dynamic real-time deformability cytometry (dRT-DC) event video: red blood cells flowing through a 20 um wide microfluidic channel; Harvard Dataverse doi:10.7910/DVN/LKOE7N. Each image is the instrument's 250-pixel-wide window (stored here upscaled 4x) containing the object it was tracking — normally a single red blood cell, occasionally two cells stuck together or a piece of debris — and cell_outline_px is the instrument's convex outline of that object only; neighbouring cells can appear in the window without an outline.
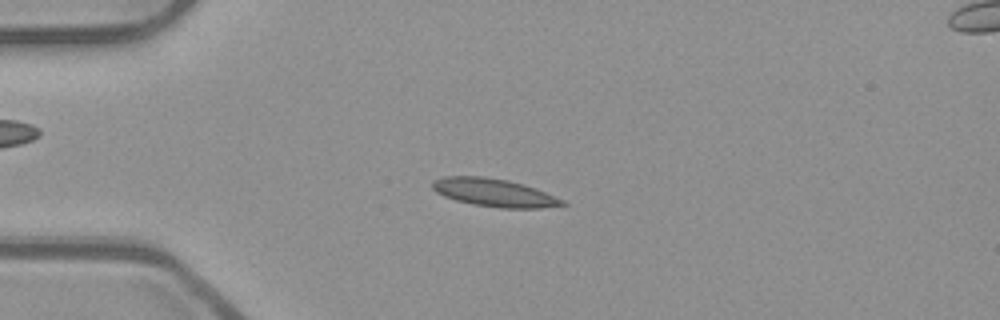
{"species": "common noctule bat (a hibernating species)", "species_latin": "Nyctalus noctula", "temperature_condition": "room temperature", "stored_images_in_passage": 45, "camera_frame_rate_fps": 3000, "um_per_image_px": 0.085, "animal": {"sex": "male", "body_mass_g": 23.1, "forearm_length_mm": 52.7}, "frame": {"image": 1, "passage_image": 13, "time_ms": 4.0, "image_size_px": [1000, 320], "cell_outline_px": [[568, 204], [540, 208], [500, 208], [472, 204], [456, 200], [444, 196], [436, 192], [432, 188], [432, 180], [444, 176], [480, 176], [508, 180], [524, 184], [536, 188], [564, 200]], "centroid_in_image_um": [41.99, 16.37], "position_along_channel_um": 43.0, "area_um2": 21.21}}
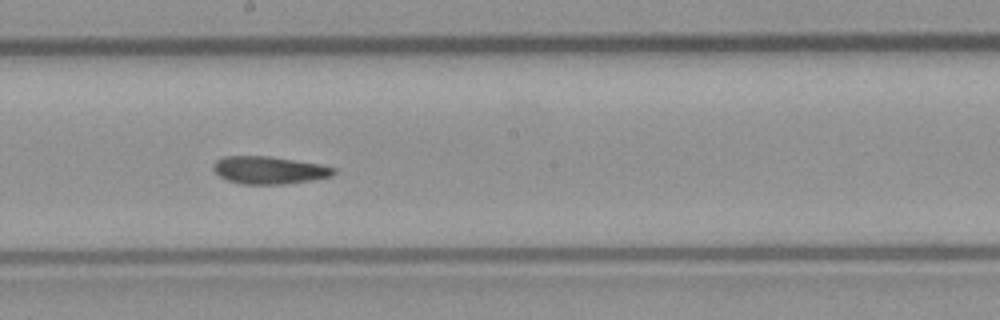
{"frame": {"image": 2, "passage_image": 29, "time_ms": 9.333, "image_size_px": [1000, 320], "cell_outline_px": [[336, 172], [332, 176], [312, 180], [288, 184], [240, 184], [228, 180], [220, 176], [212, 168], [212, 164], [216, 160], [224, 156], [268, 156], [320, 164], [336, 168]], "centroid_in_image_um": [22.88, 14.46], "position_along_channel_um": 225.3, "area_um2": 19.42}}
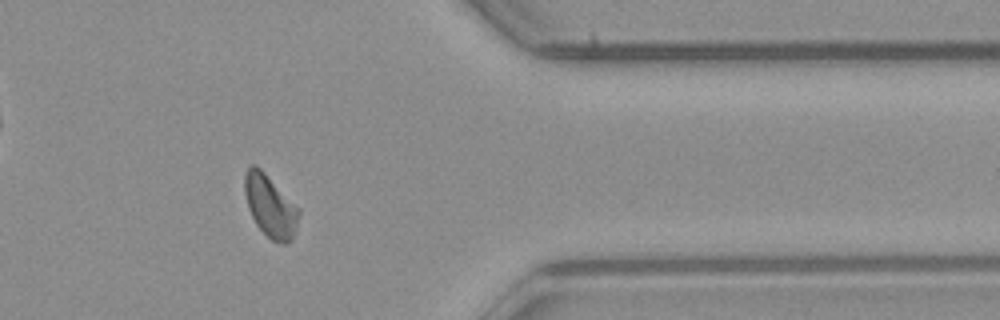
{"frame": {"image": 3, "passage_image": 43, "time_ms": 14.0, "image_size_px": [1000, 320], "cell_outline_px": [[300, 212], [296, 228], [292, 240], [284, 244], [280, 244], [272, 240], [256, 224], [248, 208], [244, 192], [244, 176], [248, 168], [252, 164], [256, 164], [300, 208]], "centroid_in_image_um": [22.98, 17.51], "position_along_channel_um": 388.4, "area_um2": 19.59}, "authors_computed_cell_mechanics": {"area_um2": 19.5942, "velocity_mm_per_s": 3.8864, "shape_relaxation_time_tau1_ms": 10.4096, "shape_relaxation_time_tau2_ms": 1.9998, "deformation_change_tau1": 0.1934, "deformation_change_tau2": 0.0661}}